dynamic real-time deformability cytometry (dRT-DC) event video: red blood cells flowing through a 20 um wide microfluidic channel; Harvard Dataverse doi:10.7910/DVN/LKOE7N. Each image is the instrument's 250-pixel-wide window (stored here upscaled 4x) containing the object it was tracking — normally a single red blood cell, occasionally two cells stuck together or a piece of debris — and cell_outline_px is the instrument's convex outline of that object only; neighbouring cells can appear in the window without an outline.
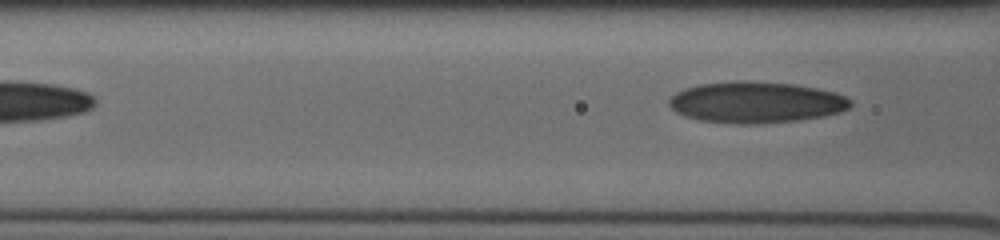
{"species": "human", "species_latin": "Homo sapiens", "temperature_condition": "cold", "stored_images_in_passage": 8, "segment_of_instrument_passage": [2, 2], "camera_frame_rate_fps": 3000, "um_per_image_px": 0.085, "donor": {"sex": "male"}, "frame": {"image": 1, "passage_image": 8, "time_ms": 4.667, "image_size_px": [1000, 240], "cell_outline_px": [[852, 104], [848, 108], [840, 112], [824, 116], [796, 120], [760, 124], [736, 124], [696, 120], [684, 116], [676, 112], [668, 104], [668, 100], [676, 92], [684, 88], [700, 84], [736, 80], [744, 80], [792, 84], [816, 88], [836, 92], [852, 100]], "centroid_in_image_um": [64.23, 8.7], "position_along_channel_um": 102.4, "area_um2": 43.93}}